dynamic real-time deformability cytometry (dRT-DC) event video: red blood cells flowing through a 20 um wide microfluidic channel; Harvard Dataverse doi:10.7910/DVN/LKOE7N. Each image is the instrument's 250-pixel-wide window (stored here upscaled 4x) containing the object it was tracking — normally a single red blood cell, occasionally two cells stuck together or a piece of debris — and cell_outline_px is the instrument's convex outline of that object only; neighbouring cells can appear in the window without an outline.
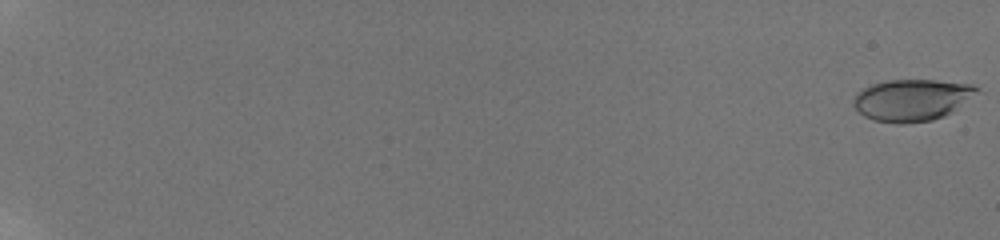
{"species": "human", "species_latin": "Homo sapiens", "temperature_condition": "room temperature", "stored_images_in_passage": 68, "camera_frame_rate_fps": 3000, "um_per_image_px": 0.085, "donor": {"sex": "male"}, "frame": {"image": 1, "passage_image": 1, "time_ms": 0.0, "image_size_px": [1000, 240], "cell_outline_px": [[984, 92], [944, 116], [932, 120], [904, 124], [896, 124], [872, 120], [864, 116], [852, 104], [852, 100], [856, 92], [872, 84], [888, 80], [936, 80], [972, 84], [980, 88]], "centroid_in_image_um": [77.56, 8.5], "position_along_channel_um": 7.4, "area_um2": 30.58}}
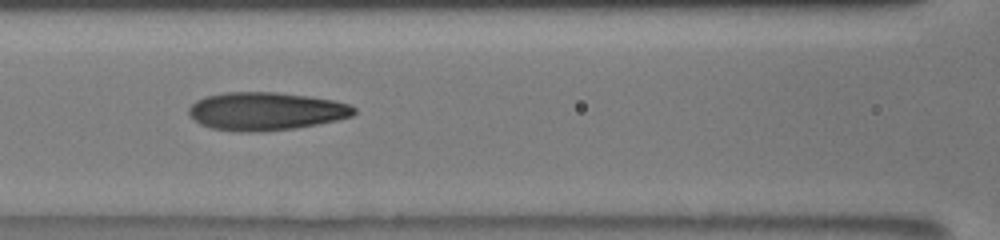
{"frame": {"image": 2, "passage_image": 29, "time_ms": 10.333, "image_size_px": [1000, 240], "cell_outline_px": [[356, 112], [352, 116], [336, 120], [296, 128], [260, 132], [240, 132], [208, 128], [200, 124], [188, 112], [188, 108], [196, 100], [208, 96], [224, 92], [276, 92], [308, 96], [332, 100], [348, 104], [356, 108]], "centroid_in_image_um": [22.58, 9.46], "position_along_channel_um": 144.0, "area_um2": 36.65}}
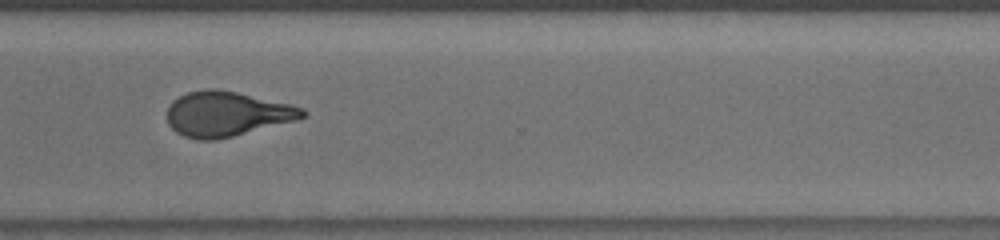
{"frame": {"image": 3, "passage_image": 49, "time_ms": 15.667, "image_size_px": [1000, 240], "cell_outline_px": [[308, 112], [304, 116], [296, 120], [216, 140], [200, 140], [184, 136], [176, 132], [168, 124], [168, 104], [172, 100], [188, 92], [208, 88], [216, 88], [236, 92], [288, 104], [304, 108]], "centroid_in_image_um": [19.24, 9.68], "position_along_channel_um": 351.4, "area_um2": 35.14}, "authors_computed_cell_mechanics": {"area_um2": 34.9112, "velocity_mm_per_s": 3.8994, "shape_relaxation_time_tau1_ms": 6.4541, "shape_relaxation_time_tau2_ms": 1.3161, "deformation_change_tau1": 0.2204, "deformation_change_tau2": 0.0983}}